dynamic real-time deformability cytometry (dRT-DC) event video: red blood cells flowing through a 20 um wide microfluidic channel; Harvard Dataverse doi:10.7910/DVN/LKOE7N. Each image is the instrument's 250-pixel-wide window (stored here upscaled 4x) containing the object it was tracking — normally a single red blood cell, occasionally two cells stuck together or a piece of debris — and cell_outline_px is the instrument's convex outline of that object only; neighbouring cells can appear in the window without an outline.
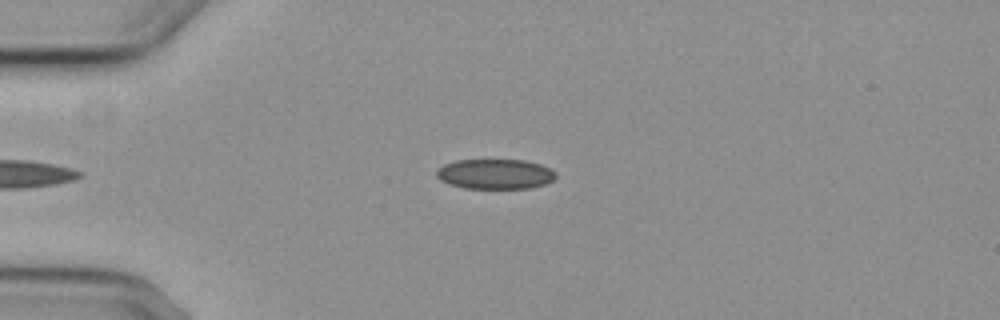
{"species": "common noctule bat (a hibernating species)", "species_latin": "Nyctalus noctula", "temperature_condition": "cold", "stored_images_in_passage": 6, "camera_frame_rate_fps": 3000, "um_per_image_px": 0.085, "animal": {"sex": "female", "body_mass_g": 29.2, "forearm_length_mm": 56.3}, "frame": {"image": 1, "passage_image": 6, "time_ms": 6.0, "image_size_px": [1000, 320], "cell_outline_px": [[556, 176], [552, 180], [544, 184], [528, 188], [464, 188], [448, 184], [440, 180], [436, 176], [436, 168], [444, 164], [456, 160], [524, 160], [540, 164], [552, 168], [556, 172]], "centroid_in_image_um": [42.06, 14.78], "position_along_channel_um": 42.9, "area_um2": 20.98}}